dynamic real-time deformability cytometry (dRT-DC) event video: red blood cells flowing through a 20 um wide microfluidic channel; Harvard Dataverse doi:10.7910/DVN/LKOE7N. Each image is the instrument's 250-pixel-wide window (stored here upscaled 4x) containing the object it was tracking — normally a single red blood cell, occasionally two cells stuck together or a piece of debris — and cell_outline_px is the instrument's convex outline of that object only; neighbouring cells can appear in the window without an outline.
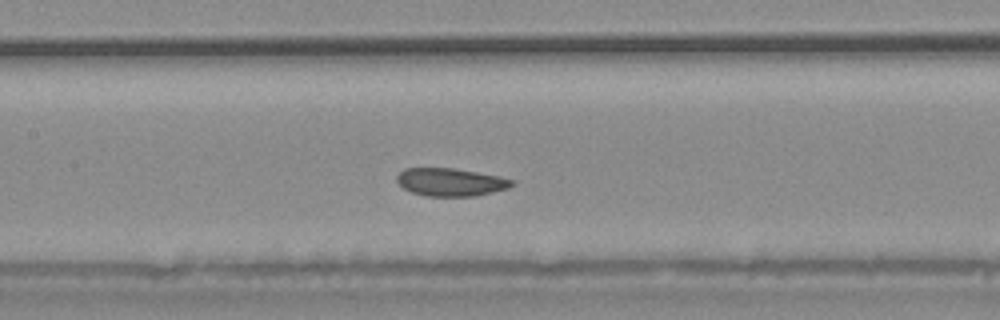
{"species": "common noctule bat (a hibernating species)", "species_latin": "Nyctalus noctula", "temperature_condition": "warm", "stored_images_in_passage": 38, "camera_frame_rate_fps": 3000, "um_per_image_px": 0.085, "animal": {"sex": "male", "body_mass_g": 20.4}, "frame": {"image": 1, "passage_image": 17, "time_ms": 5.333, "image_size_px": [1000, 320], "cell_outline_px": [[516, 184], [508, 188], [476, 196], [428, 196], [412, 192], [404, 188], [396, 180], [396, 176], [404, 168], [452, 168], [500, 176], [516, 180]], "centroid_in_image_um": [38.34, 15.47], "position_along_channel_um": 169.1, "area_um2": 18.73}}